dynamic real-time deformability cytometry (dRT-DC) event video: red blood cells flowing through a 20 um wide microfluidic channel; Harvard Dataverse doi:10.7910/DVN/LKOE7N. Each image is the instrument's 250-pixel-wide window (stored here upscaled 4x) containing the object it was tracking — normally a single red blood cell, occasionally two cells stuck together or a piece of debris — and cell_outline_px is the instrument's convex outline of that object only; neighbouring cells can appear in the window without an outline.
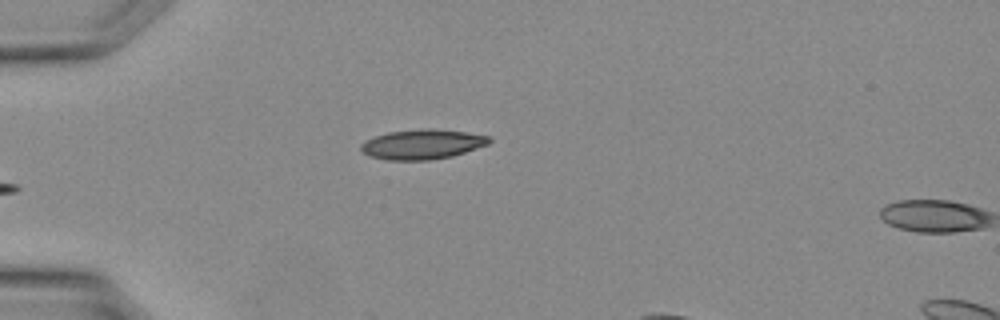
{"species": "Egyptian fruit bat (a non-hibernating species)", "species_latin": "Rousettus aegyptiacus", "temperature_condition": "warm", "stored_images_in_passage": 2, "camera_frame_rate_fps": 3000, "um_per_image_px": 0.085, "animal": {"sex": "female"}, "frame": {"image": 1, "passage_image": 1, "time_ms": 0.0, "image_size_px": [1000, 320], "cell_outline_px": [[492, 140], [488, 144], [452, 156], [432, 160], [388, 160], [368, 156], [360, 152], [360, 144], [364, 140], [388, 132], [420, 128], [432, 128], [464, 132], [488, 136]], "centroid_in_image_um": [35.83, 12.26], "position_along_channel_um": 49.2, "area_um2": 22.43}}